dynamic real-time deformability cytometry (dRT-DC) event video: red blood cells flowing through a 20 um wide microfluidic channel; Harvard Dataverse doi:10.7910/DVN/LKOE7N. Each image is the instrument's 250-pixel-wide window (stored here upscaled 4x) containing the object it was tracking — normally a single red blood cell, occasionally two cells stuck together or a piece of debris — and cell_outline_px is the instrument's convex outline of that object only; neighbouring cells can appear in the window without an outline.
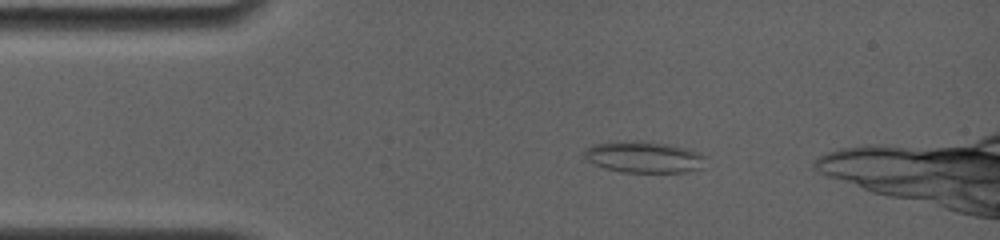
{"species": "common noctule bat (a hibernating species)", "species_latin": "Nyctalus noctula", "temperature_condition": "room temperature", "stored_images_in_passage": 24, "camera_frame_rate_fps": 4000, "um_per_image_px": 0.085, "animal": {"sex": "female", "body_mass_g": 19.0, "forearm_length_mm": 56.7}, "frame": {"image": 1, "passage_image": 2, "time_ms": 1.0, "image_size_px": [1000, 240], "cell_outline_px": [[704, 168], [684, 172], [624, 172], [604, 168], [592, 164], [584, 160], [584, 148], [596, 144], [616, 140], [644, 140], [668, 144], [688, 148], [700, 152], [704, 156]], "centroid_in_image_um": [54.7, 13.33], "position_along_channel_um": 30.3, "area_um2": 22.77}}
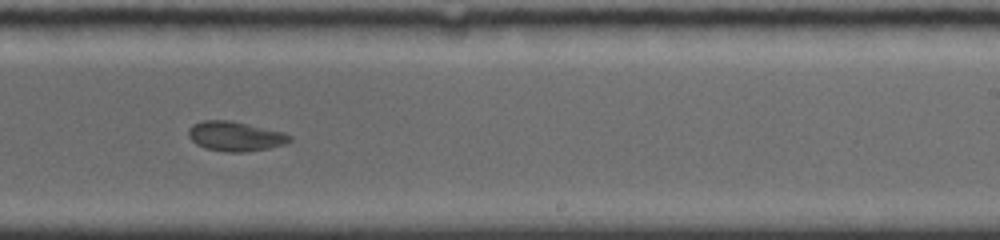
{"frame": {"image": 2, "passage_image": 12, "time_ms": 8.25, "image_size_px": [1000, 240], "cell_outline_px": [[292, 140], [284, 144], [268, 148], [244, 152], [224, 152], [204, 148], [196, 144], [188, 136], [188, 128], [192, 124], [204, 120], [232, 120], [284, 132], [292, 136]], "centroid_in_image_um": [19.98, 11.58], "position_along_channel_um": 269.0, "area_um2": 17.69}}
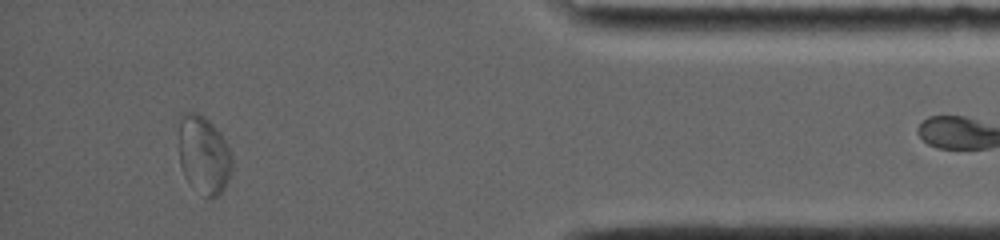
{"frame": {"image": 3, "passage_image": 23, "time_ms": 13.0, "image_size_px": [1000, 240], "cell_outline_px": [[232, 172], [224, 188], [212, 200], [204, 196], [188, 184], [184, 176], [180, 164], [180, 112], [196, 112], [204, 116], [216, 128], [224, 140], [232, 156]], "centroid_in_image_um": [17.31, 13.19], "position_along_channel_um": 417.9, "area_um2": 24.33}}